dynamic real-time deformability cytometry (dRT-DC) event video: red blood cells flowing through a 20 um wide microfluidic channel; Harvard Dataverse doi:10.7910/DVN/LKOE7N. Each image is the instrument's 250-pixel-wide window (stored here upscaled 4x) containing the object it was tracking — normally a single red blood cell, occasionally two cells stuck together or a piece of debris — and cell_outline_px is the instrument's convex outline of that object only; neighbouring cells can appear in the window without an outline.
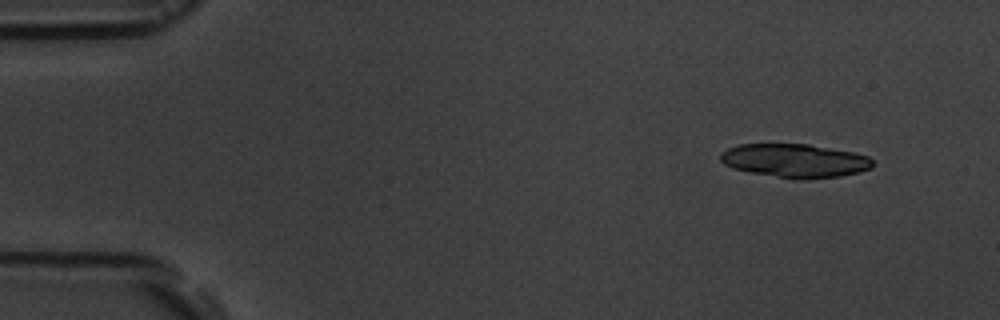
{"species": "common noctule bat (a hibernating species)", "species_latin": "Nyctalus noctula", "temperature_condition": "room temperature", "stored_images_in_passage": 10, "camera_frame_rate_fps": 3000, "um_per_image_px": 0.085, "animal": {"sex": "male", "body_mass_g": 19.5, "forearm_length_mm": 54.6}, "frame": {"image": 1, "passage_image": 1, "time_ms": 0.0, "image_size_px": [1000, 320], "cell_outline_px": [[872, 168], [860, 172], [840, 176], [808, 180], [792, 180], [732, 168], [724, 164], [720, 160], [720, 152], [728, 148], [740, 144], [808, 144], [852, 152], [868, 156], [872, 160]], "centroid_in_image_um": [67.56, 13.67], "position_along_channel_um": 17.4, "area_um2": 30.06}}
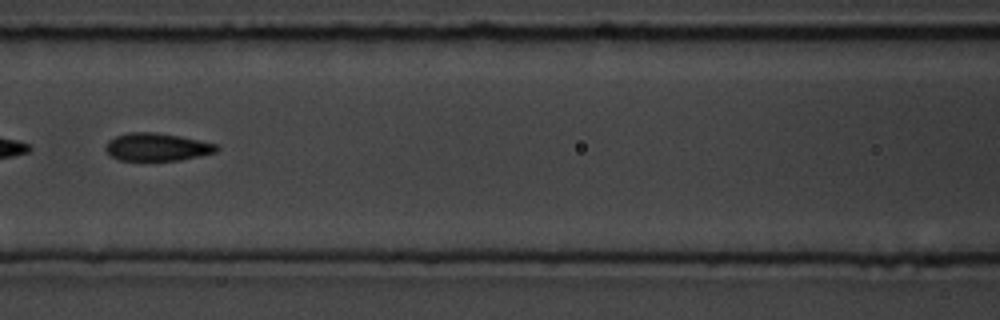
{"frame": {"image": 2, "passage_image": 6, "time_ms": 6.667, "image_size_px": [1000, 320], "cell_outline_px": [[220, 148], [216, 152], [200, 156], [180, 160], [120, 160], [112, 156], [104, 148], [108, 140], [116, 136], [128, 132], [156, 132], [180, 136], [216, 144]], "centroid_in_image_um": [13.34, 12.49], "position_along_channel_um": 153.3, "area_um2": 17.92}}
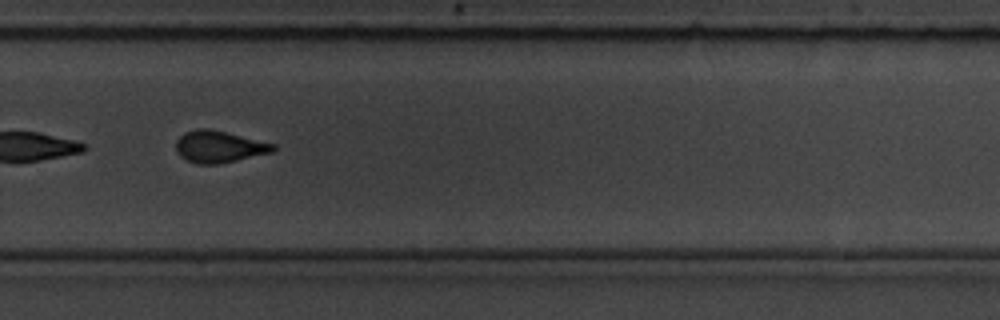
{"frame": {"image": 3, "passage_image": 10, "time_ms": 11.0, "image_size_px": [1000, 320], "cell_outline_px": [[276, 148], [272, 152], [220, 164], [196, 164], [184, 160], [176, 152], [176, 140], [184, 132], [196, 128], [208, 128], [276, 144]], "centroid_in_image_um": [18.58, 12.47], "position_along_channel_um": 311.2, "area_um2": 18.15}}